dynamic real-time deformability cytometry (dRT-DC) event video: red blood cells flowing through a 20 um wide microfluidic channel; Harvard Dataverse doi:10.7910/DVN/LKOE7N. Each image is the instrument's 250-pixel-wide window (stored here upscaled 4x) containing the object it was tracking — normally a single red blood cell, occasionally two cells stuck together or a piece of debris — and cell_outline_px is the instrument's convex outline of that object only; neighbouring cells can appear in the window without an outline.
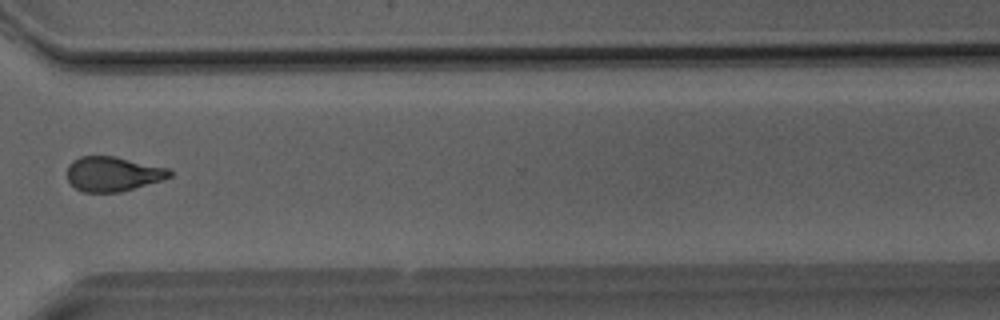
{"species": "Egyptian fruit bat (a non-hibernating species)", "species_latin": "Rousettus aegyptiacus", "temperature_condition": "room temperature", "stored_images_in_passage": 30, "camera_frame_rate_fps": 3000, "um_per_image_px": 0.085, "animal": {"sex": "male"}, "frame": {"image": 1, "passage_image": 20, "time_ms": 6.333, "image_size_px": [1000, 320], "cell_outline_px": [[172, 176], [160, 180], [120, 192], [84, 192], [76, 188], [68, 180], [68, 164], [72, 160], [80, 156], [116, 156], [168, 168], [172, 172]], "centroid_in_image_um": [9.58, 14.77], "position_along_channel_um": 361.0, "area_um2": 20.58}}
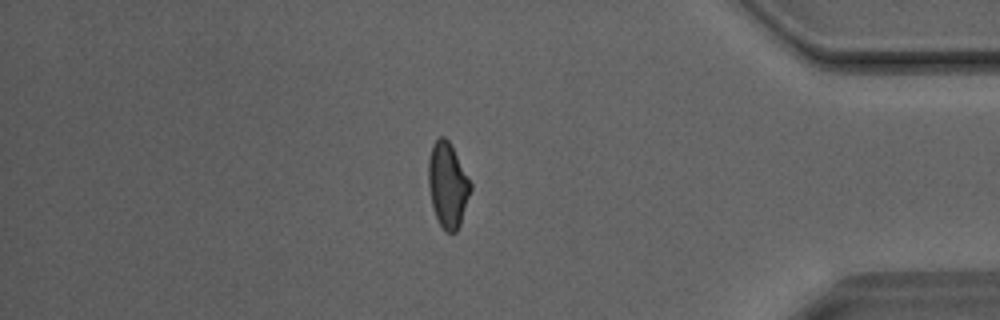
{"frame": {"image": 2, "passage_image": 24, "time_ms": 7.667, "image_size_px": [1000, 320], "cell_outline_px": [[472, 188], [460, 224], [456, 232], [444, 232], [436, 216], [432, 204], [428, 184], [428, 160], [432, 144], [440, 136], [444, 136], [448, 140], [472, 184]], "centroid_in_image_um": [38.05, 15.73], "position_along_channel_um": 397.2, "area_um2": 20.69}}
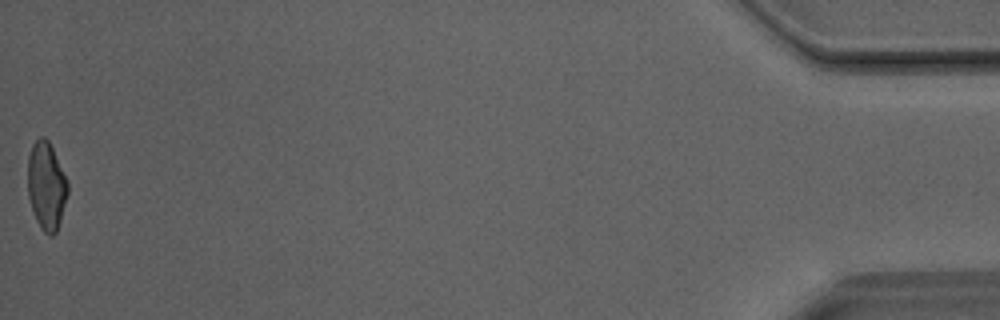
{"frame": {"image": 3, "passage_image": 30, "time_ms": 9.667, "image_size_px": [1000, 320], "cell_outline_px": [[68, 192], [60, 220], [56, 232], [52, 236], [48, 236], [40, 228], [36, 220], [28, 196], [28, 156], [32, 144], [40, 136], [44, 136], [48, 140], [68, 180]], "centroid_in_image_um": [3.94, 15.79], "position_along_channel_um": 431.3, "area_um2": 20.46}}